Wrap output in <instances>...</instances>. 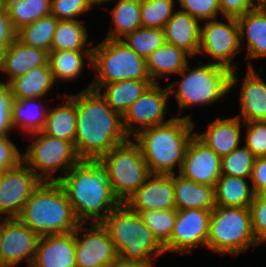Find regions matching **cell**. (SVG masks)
Returning <instances> with one entry per match:
<instances>
[{"instance_id": "9c48e42d", "label": "cell", "mask_w": 266, "mask_h": 267, "mask_svg": "<svg viewBox=\"0 0 266 267\" xmlns=\"http://www.w3.org/2000/svg\"><path fill=\"white\" fill-rule=\"evenodd\" d=\"M114 195L121 203L134 194L152 175L140 147L128 139L98 159Z\"/></svg>"}, {"instance_id": "d6a6232c", "label": "cell", "mask_w": 266, "mask_h": 267, "mask_svg": "<svg viewBox=\"0 0 266 267\" xmlns=\"http://www.w3.org/2000/svg\"><path fill=\"white\" fill-rule=\"evenodd\" d=\"M112 23L106 38L121 40L122 36L142 27L141 24V0H118L111 10Z\"/></svg>"}, {"instance_id": "d4e9b609", "label": "cell", "mask_w": 266, "mask_h": 267, "mask_svg": "<svg viewBox=\"0 0 266 267\" xmlns=\"http://www.w3.org/2000/svg\"><path fill=\"white\" fill-rule=\"evenodd\" d=\"M174 198L177 210H213L216 207L214 187L196 183L179 173H174Z\"/></svg>"}, {"instance_id": "1f68e13d", "label": "cell", "mask_w": 266, "mask_h": 267, "mask_svg": "<svg viewBox=\"0 0 266 267\" xmlns=\"http://www.w3.org/2000/svg\"><path fill=\"white\" fill-rule=\"evenodd\" d=\"M84 58H87L88 64L92 67V51H50L48 64L54 80H75L83 71Z\"/></svg>"}, {"instance_id": "7402d4cb", "label": "cell", "mask_w": 266, "mask_h": 267, "mask_svg": "<svg viewBox=\"0 0 266 267\" xmlns=\"http://www.w3.org/2000/svg\"><path fill=\"white\" fill-rule=\"evenodd\" d=\"M200 23L197 18L178 9L163 27L165 42L182 49L191 57L198 55Z\"/></svg>"}, {"instance_id": "ba28073f", "label": "cell", "mask_w": 266, "mask_h": 267, "mask_svg": "<svg viewBox=\"0 0 266 267\" xmlns=\"http://www.w3.org/2000/svg\"><path fill=\"white\" fill-rule=\"evenodd\" d=\"M260 245L254 236L249 207L216 206L211 213L207 248L215 253L238 256Z\"/></svg>"}, {"instance_id": "7dc6e473", "label": "cell", "mask_w": 266, "mask_h": 267, "mask_svg": "<svg viewBox=\"0 0 266 267\" xmlns=\"http://www.w3.org/2000/svg\"><path fill=\"white\" fill-rule=\"evenodd\" d=\"M223 17L238 18L258 6L253 0H218Z\"/></svg>"}, {"instance_id": "11a10c76", "label": "cell", "mask_w": 266, "mask_h": 267, "mask_svg": "<svg viewBox=\"0 0 266 267\" xmlns=\"http://www.w3.org/2000/svg\"><path fill=\"white\" fill-rule=\"evenodd\" d=\"M0 246H1V226H0Z\"/></svg>"}, {"instance_id": "9a60e30c", "label": "cell", "mask_w": 266, "mask_h": 267, "mask_svg": "<svg viewBox=\"0 0 266 267\" xmlns=\"http://www.w3.org/2000/svg\"><path fill=\"white\" fill-rule=\"evenodd\" d=\"M0 266L14 267L22 260L31 267L39 236L18 218H2Z\"/></svg>"}, {"instance_id": "7c38bea8", "label": "cell", "mask_w": 266, "mask_h": 267, "mask_svg": "<svg viewBox=\"0 0 266 267\" xmlns=\"http://www.w3.org/2000/svg\"><path fill=\"white\" fill-rule=\"evenodd\" d=\"M169 96L168 86L163 88L160 84L153 83L122 116L127 136H136L142 130L170 121L173 117L164 120Z\"/></svg>"}, {"instance_id": "74e56055", "label": "cell", "mask_w": 266, "mask_h": 267, "mask_svg": "<svg viewBox=\"0 0 266 267\" xmlns=\"http://www.w3.org/2000/svg\"><path fill=\"white\" fill-rule=\"evenodd\" d=\"M139 215L160 244L164 246L173 233L177 209L142 211Z\"/></svg>"}, {"instance_id": "484cf974", "label": "cell", "mask_w": 266, "mask_h": 267, "mask_svg": "<svg viewBox=\"0 0 266 267\" xmlns=\"http://www.w3.org/2000/svg\"><path fill=\"white\" fill-rule=\"evenodd\" d=\"M65 101L48 111L42 133L75 143L77 110L76 99L71 94L63 95Z\"/></svg>"}, {"instance_id": "816d5d0a", "label": "cell", "mask_w": 266, "mask_h": 267, "mask_svg": "<svg viewBox=\"0 0 266 267\" xmlns=\"http://www.w3.org/2000/svg\"><path fill=\"white\" fill-rule=\"evenodd\" d=\"M86 4L92 9L96 4L105 3L106 0H85Z\"/></svg>"}, {"instance_id": "ffe728a7", "label": "cell", "mask_w": 266, "mask_h": 267, "mask_svg": "<svg viewBox=\"0 0 266 267\" xmlns=\"http://www.w3.org/2000/svg\"><path fill=\"white\" fill-rule=\"evenodd\" d=\"M49 51L22 44L17 38L0 54V71L7 73L9 83L33 68L48 65Z\"/></svg>"}, {"instance_id": "c3c4849f", "label": "cell", "mask_w": 266, "mask_h": 267, "mask_svg": "<svg viewBox=\"0 0 266 267\" xmlns=\"http://www.w3.org/2000/svg\"><path fill=\"white\" fill-rule=\"evenodd\" d=\"M250 180L255 195H266V157L255 158Z\"/></svg>"}, {"instance_id": "f546056e", "label": "cell", "mask_w": 266, "mask_h": 267, "mask_svg": "<svg viewBox=\"0 0 266 267\" xmlns=\"http://www.w3.org/2000/svg\"><path fill=\"white\" fill-rule=\"evenodd\" d=\"M152 80H122L105 84L99 90L107 103L121 116L153 84ZM102 91V92H101Z\"/></svg>"}, {"instance_id": "f1b7e54d", "label": "cell", "mask_w": 266, "mask_h": 267, "mask_svg": "<svg viewBox=\"0 0 266 267\" xmlns=\"http://www.w3.org/2000/svg\"><path fill=\"white\" fill-rule=\"evenodd\" d=\"M246 179L221 175L214 186L215 205L221 207H250L255 193Z\"/></svg>"}, {"instance_id": "3957f363", "label": "cell", "mask_w": 266, "mask_h": 267, "mask_svg": "<svg viewBox=\"0 0 266 267\" xmlns=\"http://www.w3.org/2000/svg\"><path fill=\"white\" fill-rule=\"evenodd\" d=\"M191 116L170 121L139 132L135 137L151 174H174L181 170L187 147L196 134Z\"/></svg>"}, {"instance_id": "681fc988", "label": "cell", "mask_w": 266, "mask_h": 267, "mask_svg": "<svg viewBox=\"0 0 266 267\" xmlns=\"http://www.w3.org/2000/svg\"><path fill=\"white\" fill-rule=\"evenodd\" d=\"M17 31L8 18L6 9L0 10V54L16 39Z\"/></svg>"}, {"instance_id": "60d3db41", "label": "cell", "mask_w": 266, "mask_h": 267, "mask_svg": "<svg viewBox=\"0 0 266 267\" xmlns=\"http://www.w3.org/2000/svg\"><path fill=\"white\" fill-rule=\"evenodd\" d=\"M180 11L188 13L199 21L214 20L221 13L218 0H178Z\"/></svg>"}, {"instance_id": "d6986e66", "label": "cell", "mask_w": 266, "mask_h": 267, "mask_svg": "<svg viewBox=\"0 0 266 267\" xmlns=\"http://www.w3.org/2000/svg\"><path fill=\"white\" fill-rule=\"evenodd\" d=\"M31 267H77L74 231L39 237Z\"/></svg>"}, {"instance_id": "cb8c5ba5", "label": "cell", "mask_w": 266, "mask_h": 267, "mask_svg": "<svg viewBox=\"0 0 266 267\" xmlns=\"http://www.w3.org/2000/svg\"><path fill=\"white\" fill-rule=\"evenodd\" d=\"M241 122L242 120L237 116L225 119L217 117V120L208 124L205 133L195 135L222 158L239 147Z\"/></svg>"}, {"instance_id": "db71d44e", "label": "cell", "mask_w": 266, "mask_h": 267, "mask_svg": "<svg viewBox=\"0 0 266 267\" xmlns=\"http://www.w3.org/2000/svg\"><path fill=\"white\" fill-rule=\"evenodd\" d=\"M4 8V0H0V10Z\"/></svg>"}, {"instance_id": "8fae6325", "label": "cell", "mask_w": 266, "mask_h": 267, "mask_svg": "<svg viewBox=\"0 0 266 267\" xmlns=\"http://www.w3.org/2000/svg\"><path fill=\"white\" fill-rule=\"evenodd\" d=\"M216 20H208L205 25H201L198 54H208L214 58V64L231 71L237 70V65L232 63L233 58L242 48L237 18L225 17L227 24Z\"/></svg>"}, {"instance_id": "44dd1931", "label": "cell", "mask_w": 266, "mask_h": 267, "mask_svg": "<svg viewBox=\"0 0 266 267\" xmlns=\"http://www.w3.org/2000/svg\"><path fill=\"white\" fill-rule=\"evenodd\" d=\"M247 73L240 92L241 113L237 115L243 122L266 121V82L251 63H245Z\"/></svg>"}, {"instance_id": "5bb4252c", "label": "cell", "mask_w": 266, "mask_h": 267, "mask_svg": "<svg viewBox=\"0 0 266 267\" xmlns=\"http://www.w3.org/2000/svg\"><path fill=\"white\" fill-rule=\"evenodd\" d=\"M41 182L23 161L15 168L1 172L0 216L7 214V218H17Z\"/></svg>"}, {"instance_id": "ee69618b", "label": "cell", "mask_w": 266, "mask_h": 267, "mask_svg": "<svg viewBox=\"0 0 266 267\" xmlns=\"http://www.w3.org/2000/svg\"><path fill=\"white\" fill-rule=\"evenodd\" d=\"M249 208L254 236L262 244L266 242V195H255Z\"/></svg>"}, {"instance_id": "f6af8a7d", "label": "cell", "mask_w": 266, "mask_h": 267, "mask_svg": "<svg viewBox=\"0 0 266 267\" xmlns=\"http://www.w3.org/2000/svg\"><path fill=\"white\" fill-rule=\"evenodd\" d=\"M12 101L9 85L0 82V134L3 136H8L15 130L11 115Z\"/></svg>"}, {"instance_id": "4dcf8cb0", "label": "cell", "mask_w": 266, "mask_h": 267, "mask_svg": "<svg viewBox=\"0 0 266 267\" xmlns=\"http://www.w3.org/2000/svg\"><path fill=\"white\" fill-rule=\"evenodd\" d=\"M42 100L43 98L13 99L11 115L14 129L20 128L26 134L39 132L43 129L48 109L39 106ZM37 101L39 104H36Z\"/></svg>"}, {"instance_id": "8d00e7d4", "label": "cell", "mask_w": 266, "mask_h": 267, "mask_svg": "<svg viewBox=\"0 0 266 267\" xmlns=\"http://www.w3.org/2000/svg\"><path fill=\"white\" fill-rule=\"evenodd\" d=\"M123 38L121 41L126 46L145 59H147L152 52L166 43L164 30L162 28L141 27L127 34Z\"/></svg>"}, {"instance_id": "d590c367", "label": "cell", "mask_w": 266, "mask_h": 267, "mask_svg": "<svg viewBox=\"0 0 266 267\" xmlns=\"http://www.w3.org/2000/svg\"><path fill=\"white\" fill-rule=\"evenodd\" d=\"M58 19L49 14L17 30L16 38L25 45L51 51L53 35Z\"/></svg>"}, {"instance_id": "836d02e7", "label": "cell", "mask_w": 266, "mask_h": 267, "mask_svg": "<svg viewBox=\"0 0 266 267\" xmlns=\"http://www.w3.org/2000/svg\"><path fill=\"white\" fill-rule=\"evenodd\" d=\"M51 0H4L8 18L17 31L41 17L51 14Z\"/></svg>"}, {"instance_id": "83f0119b", "label": "cell", "mask_w": 266, "mask_h": 267, "mask_svg": "<svg viewBox=\"0 0 266 267\" xmlns=\"http://www.w3.org/2000/svg\"><path fill=\"white\" fill-rule=\"evenodd\" d=\"M187 58L192 57L182 49L168 43L163 44L146 59L150 79L157 83L156 78L169 79L167 74H179L189 64Z\"/></svg>"}, {"instance_id": "7bdbcfd3", "label": "cell", "mask_w": 266, "mask_h": 267, "mask_svg": "<svg viewBox=\"0 0 266 267\" xmlns=\"http://www.w3.org/2000/svg\"><path fill=\"white\" fill-rule=\"evenodd\" d=\"M50 10L58 20H79L77 17L91 8L85 0H51Z\"/></svg>"}, {"instance_id": "f5cc1de1", "label": "cell", "mask_w": 266, "mask_h": 267, "mask_svg": "<svg viewBox=\"0 0 266 267\" xmlns=\"http://www.w3.org/2000/svg\"><path fill=\"white\" fill-rule=\"evenodd\" d=\"M257 5H266V0H253Z\"/></svg>"}, {"instance_id": "5b68a950", "label": "cell", "mask_w": 266, "mask_h": 267, "mask_svg": "<svg viewBox=\"0 0 266 267\" xmlns=\"http://www.w3.org/2000/svg\"><path fill=\"white\" fill-rule=\"evenodd\" d=\"M122 261L152 265L153 259L164 255V247L143 222L138 212L125 203L116 207L102 222Z\"/></svg>"}, {"instance_id": "f907efd6", "label": "cell", "mask_w": 266, "mask_h": 267, "mask_svg": "<svg viewBox=\"0 0 266 267\" xmlns=\"http://www.w3.org/2000/svg\"><path fill=\"white\" fill-rule=\"evenodd\" d=\"M154 265H148L145 263L139 262H129V261H122L118 259L114 263H112L109 267H152Z\"/></svg>"}, {"instance_id": "bcb514c9", "label": "cell", "mask_w": 266, "mask_h": 267, "mask_svg": "<svg viewBox=\"0 0 266 267\" xmlns=\"http://www.w3.org/2000/svg\"><path fill=\"white\" fill-rule=\"evenodd\" d=\"M9 136L0 138V173L18 166L22 162V154Z\"/></svg>"}, {"instance_id": "b9f144b4", "label": "cell", "mask_w": 266, "mask_h": 267, "mask_svg": "<svg viewBox=\"0 0 266 267\" xmlns=\"http://www.w3.org/2000/svg\"><path fill=\"white\" fill-rule=\"evenodd\" d=\"M247 128L244 144L255 158L266 157V121L243 122Z\"/></svg>"}, {"instance_id": "8992f818", "label": "cell", "mask_w": 266, "mask_h": 267, "mask_svg": "<svg viewBox=\"0 0 266 267\" xmlns=\"http://www.w3.org/2000/svg\"><path fill=\"white\" fill-rule=\"evenodd\" d=\"M236 71H231L213 62L192 69L188 64L179 73L182 75L181 80L168 85L169 93L175 94L179 113L189 106H206L222 98L225 99L224 96L238 82Z\"/></svg>"}, {"instance_id": "ac0fdd59", "label": "cell", "mask_w": 266, "mask_h": 267, "mask_svg": "<svg viewBox=\"0 0 266 267\" xmlns=\"http://www.w3.org/2000/svg\"><path fill=\"white\" fill-rule=\"evenodd\" d=\"M125 204L131 210L138 213L149 210H168L176 208L174 198V174H152L145 183L127 199Z\"/></svg>"}, {"instance_id": "7a4b0ae2", "label": "cell", "mask_w": 266, "mask_h": 267, "mask_svg": "<svg viewBox=\"0 0 266 267\" xmlns=\"http://www.w3.org/2000/svg\"><path fill=\"white\" fill-rule=\"evenodd\" d=\"M55 181L64 188L80 223L90 219L92 223H101L121 204L98 160H81Z\"/></svg>"}, {"instance_id": "2e32d148", "label": "cell", "mask_w": 266, "mask_h": 267, "mask_svg": "<svg viewBox=\"0 0 266 267\" xmlns=\"http://www.w3.org/2000/svg\"><path fill=\"white\" fill-rule=\"evenodd\" d=\"M212 210H177L170 240L163 246L165 252L185 253L194 248L207 247L209 222Z\"/></svg>"}, {"instance_id": "52a82bcc", "label": "cell", "mask_w": 266, "mask_h": 267, "mask_svg": "<svg viewBox=\"0 0 266 267\" xmlns=\"http://www.w3.org/2000/svg\"><path fill=\"white\" fill-rule=\"evenodd\" d=\"M97 73L85 89L101 90L105 84L122 80H151L146 59L137 55L121 40L104 39L92 47V67Z\"/></svg>"}, {"instance_id": "30bf717a", "label": "cell", "mask_w": 266, "mask_h": 267, "mask_svg": "<svg viewBox=\"0 0 266 267\" xmlns=\"http://www.w3.org/2000/svg\"><path fill=\"white\" fill-rule=\"evenodd\" d=\"M30 136L36 137L25 153H22V161L42 181H55L53 177L55 171L62 168L61 172L65 175L82 160L72 142L48 136L41 131L31 133Z\"/></svg>"}, {"instance_id": "e0dca14e", "label": "cell", "mask_w": 266, "mask_h": 267, "mask_svg": "<svg viewBox=\"0 0 266 267\" xmlns=\"http://www.w3.org/2000/svg\"><path fill=\"white\" fill-rule=\"evenodd\" d=\"M179 174L196 183L214 187L221 177V157L194 135Z\"/></svg>"}, {"instance_id": "6da1fadb", "label": "cell", "mask_w": 266, "mask_h": 267, "mask_svg": "<svg viewBox=\"0 0 266 267\" xmlns=\"http://www.w3.org/2000/svg\"><path fill=\"white\" fill-rule=\"evenodd\" d=\"M76 99L75 149L82 160H98L129 139L122 116L94 89L72 95Z\"/></svg>"}, {"instance_id": "ab89813d", "label": "cell", "mask_w": 266, "mask_h": 267, "mask_svg": "<svg viewBox=\"0 0 266 267\" xmlns=\"http://www.w3.org/2000/svg\"><path fill=\"white\" fill-rule=\"evenodd\" d=\"M255 157L244 145L221 158V175L250 179Z\"/></svg>"}, {"instance_id": "f35d334b", "label": "cell", "mask_w": 266, "mask_h": 267, "mask_svg": "<svg viewBox=\"0 0 266 267\" xmlns=\"http://www.w3.org/2000/svg\"><path fill=\"white\" fill-rule=\"evenodd\" d=\"M175 0H141V24L144 28H162L173 16Z\"/></svg>"}, {"instance_id": "4316f807", "label": "cell", "mask_w": 266, "mask_h": 267, "mask_svg": "<svg viewBox=\"0 0 266 267\" xmlns=\"http://www.w3.org/2000/svg\"><path fill=\"white\" fill-rule=\"evenodd\" d=\"M55 83L48 65H42L14 78L8 85L13 99L42 98Z\"/></svg>"}, {"instance_id": "277c9868", "label": "cell", "mask_w": 266, "mask_h": 267, "mask_svg": "<svg viewBox=\"0 0 266 267\" xmlns=\"http://www.w3.org/2000/svg\"><path fill=\"white\" fill-rule=\"evenodd\" d=\"M17 218L39 237L69 233L80 224L58 181H42Z\"/></svg>"}, {"instance_id": "4fadbf2b", "label": "cell", "mask_w": 266, "mask_h": 267, "mask_svg": "<svg viewBox=\"0 0 266 267\" xmlns=\"http://www.w3.org/2000/svg\"><path fill=\"white\" fill-rule=\"evenodd\" d=\"M74 233L77 267H109L119 259L110 235L102 223H93L90 228L80 223Z\"/></svg>"}, {"instance_id": "603a6c76", "label": "cell", "mask_w": 266, "mask_h": 267, "mask_svg": "<svg viewBox=\"0 0 266 267\" xmlns=\"http://www.w3.org/2000/svg\"><path fill=\"white\" fill-rule=\"evenodd\" d=\"M237 22L240 45L244 46L242 43L247 40V59L266 58V5L248 10L237 18Z\"/></svg>"}, {"instance_id": "e575fe53", "label": "cell", "mask_w": 266, "mask_h": 267, "mask_svg": "<svg viewBox=\"0 0 266 267\" xmlns=\"http://www.w3.org/2000/svg\"><path fill=\"white\" fill-rule=\"evenodd\" d=\"M85 26L79 20H59L53 35L51 51H92L83 49L88 40Z\"/></svg>"}]
</instances>
